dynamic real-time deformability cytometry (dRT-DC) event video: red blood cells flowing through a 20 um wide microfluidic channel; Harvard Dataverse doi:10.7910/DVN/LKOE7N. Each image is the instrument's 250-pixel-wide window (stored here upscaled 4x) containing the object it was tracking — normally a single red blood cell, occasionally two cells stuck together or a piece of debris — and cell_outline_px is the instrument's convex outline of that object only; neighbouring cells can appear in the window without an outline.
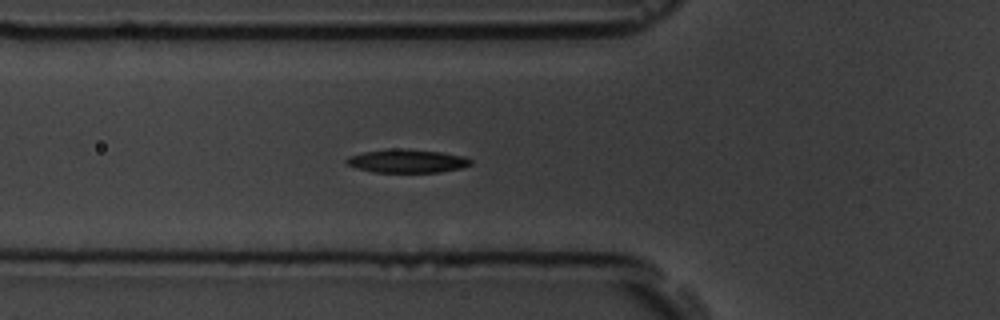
{"species": "common noctule bat (a hibernating species)", "species_latin": "Nyctalus noctula", "temperature_condition": "room temperature", "stored_images_in_passage": 3, "camera_frame_rate_fps": 3000, "um_per_image_px": 0.085, "animal": {"sex": "male", "body_mass_g": 19.5, "forearm_length_mm": 54.6}, "frame": {"image": 1, "passage_image": 3, "time_ms": 2.333, "image_size_px": [1000, 320], "cell_outline_px": [[472, 164], [460, 168], [440, 172], [372, 172], [356, 168], [348, 164], [344, 160], [348, 156], [364, 152], [392, 148], [404, 148], [440, 152], [464, 156], [472, 160]], "centroid_in_image_um": [34.58, 13.68], "position_along_channel_um": 91.2, "area_um2": 16.99}}